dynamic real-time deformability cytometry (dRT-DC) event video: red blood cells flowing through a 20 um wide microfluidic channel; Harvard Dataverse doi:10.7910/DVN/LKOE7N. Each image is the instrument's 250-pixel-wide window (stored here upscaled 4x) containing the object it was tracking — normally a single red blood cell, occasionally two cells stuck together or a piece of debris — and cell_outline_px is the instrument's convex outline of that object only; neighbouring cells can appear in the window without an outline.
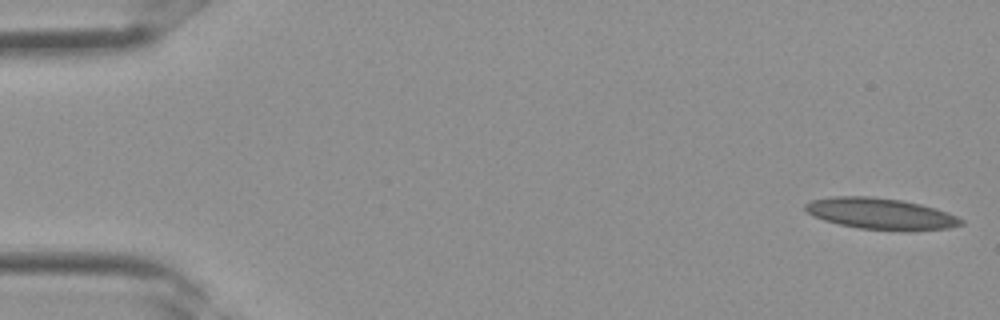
{"species": "Egyptian fruit bat (a non-hibernating species)", "species_latin": "Rousettus aegyptiacus", "temperature_condition": "room temperature", "stored_images_in_passage": 35, "camera_frame_rate_fps": 3000, "um_per_image_px": 0.085, "frame": {"image": 1, "passage_image": 1, "time_ms": 0.0, "image_size_px": [1000, 320], "cell_outline_px": [[964, 224], [948, 228], [912, 232], [900, 232], [860, 228], [840, 224], [824, 220], [808, 212], [804, 208], [804, 204], [812, 200], [832, 196], [872, 196], [900, 200], [920, 204], [936, 208], [948, 212], [964, 220]], "centroid_in_image_um": [74.92, 18.18], "position_along_channel_um": 10.1, "area_um2": 28.73}}
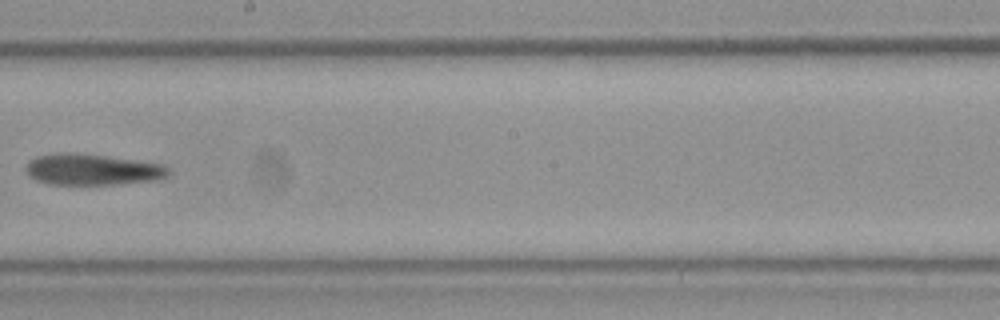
{"frame": {"image": 2, "passage_image": 20, "time_ms": 6.333, "image_size_px": [1000, 320], "cell_outline_px": [[172, 172], [164, 180], [116, 184], [52, 184], [36, 180], [28, 176], [24, 168], [28, 160], [36, 156], [60, 152], [68, 152], [108, 156], [164, 164]], "centroid_in_image_um": [7.88, 14.41], "position_along_channel_um": 240.3, "area_um2": 26.36}}
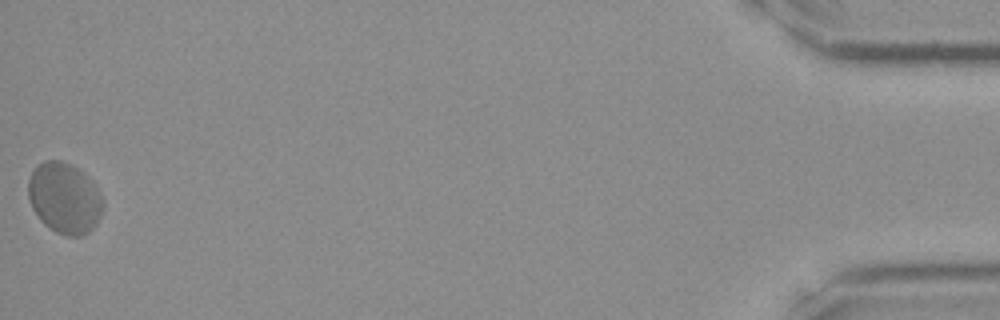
{"frame": {"image": 3, "passage_image": 35, "time_ms": 11.333, "image_size_px": [1000, 320], "cell_outline_px": [[104, 204], [100, 216], [96, 224], [84, 236], [68, 236], [56, 232], [44, 224], [40, 220], [32, 208], [28, 196], [28, 180], [32, 172], [44, 160], [60, 160], [72, 164], [84, 172], [92, 180], [104, 200]], "centroid_in_image_um": [5.5, 16.83], "position_along_channel_um": 429.7, "area_um2": 31.1}}